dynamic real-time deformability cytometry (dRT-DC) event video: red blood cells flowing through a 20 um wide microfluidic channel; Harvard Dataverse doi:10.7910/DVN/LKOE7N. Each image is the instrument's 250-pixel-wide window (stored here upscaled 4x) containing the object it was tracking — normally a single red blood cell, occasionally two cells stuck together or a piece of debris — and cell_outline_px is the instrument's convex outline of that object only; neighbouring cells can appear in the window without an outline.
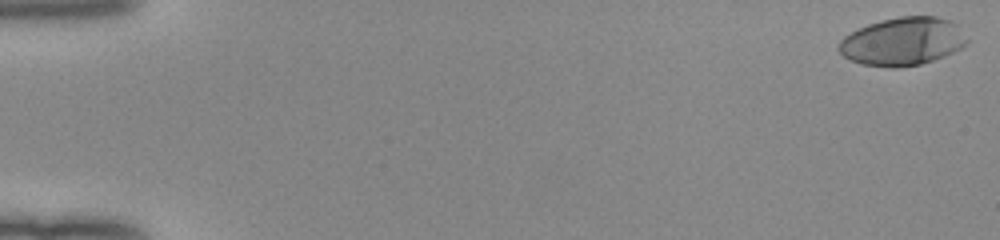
{"species": "human", "species_latin": "Homo sapiens", "temperature_condition": "room temperature", "stored_images_in_passage": 52, "camera_frame_rate_fps": 3000, "um_per_image_px": 0.085, "donor": {"sex": "female"}, "frame": {"image": 1, "passage_image": 1, "time_ms": 0.0, "image_size_px": [1000, 240], "cell_outline_px": [[968, 40], [960, 48], [944, 56], [920, 64], [900, 68], [888, 68], [864, 64], [848, 60], [836, 48], [840, 40], [844, 36], [868, 24], [880, 20], [900, 16], [936, 16], [948, 20], [956, 24]], "centroid_in_image_um": [76.68, 3.53], "position_along_channel_um": 8.3, "area_um2": 35.84}}
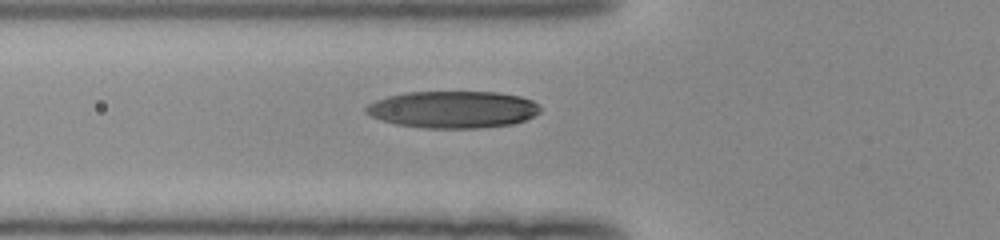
{"frame": {"image": 2, "passage_image": 20, "time_ms": 6.333, "image_size_px": [1000, 240], "cell_outline_px": [[540, 112], [524, 120], [512, 124], [480, 128], [424, 128], [396, 124], [380, 120], [364, 112], [364, 108], [368, 104], [376, 100], [388, 96], [408, 92], [496, 92], [520, 96], [532, 100], [540, 108]], "centroid_in_image_um": [38.47, 9.31], "position_along_channel_um": 87.3, "area_um2": 37.57}}
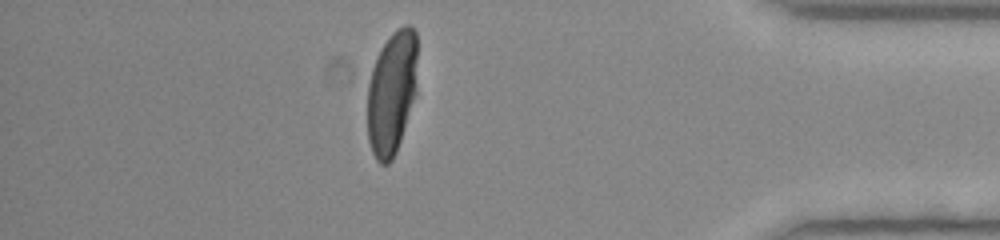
{"frame": {"image": 3, "passage_image": 46, "time_ms": 15.0, "image_size_px": [1000, 240], "cell_outline_px": [[416, 92], [396, 152], [392, 160], [388, 164], [380, 164], [376, 160], [372, 152], [368, 140], [368, 84], [372, 68], [376, 56], [388, 36], [396, 28], [404, 24], [408, 24], [416, 32]], "centroid_in_image_um": [33.29, 7.85], "position_along_channel_um": 401.9, "area_um2": 36.07}, "authors_computed_cell_mechanics": {"area_um2": 36.9342, "velocity_mm_per_s": 4.0116, "shape_relaxation_time_tau1_ms": 3.6172, "shape_relaxation_time_tau2_ms": null, "deformation_change_tau1": 0.2033, "deformation_change_tau2": null}}